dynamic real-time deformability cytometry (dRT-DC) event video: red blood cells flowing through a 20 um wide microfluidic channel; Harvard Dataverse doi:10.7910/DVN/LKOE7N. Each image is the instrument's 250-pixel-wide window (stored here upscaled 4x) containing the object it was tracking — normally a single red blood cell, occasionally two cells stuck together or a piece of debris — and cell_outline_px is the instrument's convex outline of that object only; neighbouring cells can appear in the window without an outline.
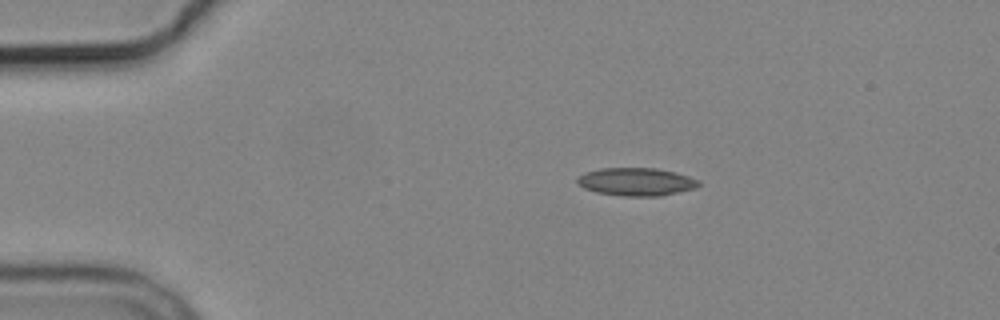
{"species": "common noctule bat (a hibernating species)", "species_latin": "Nyctalus noctula", "temperature_condition": "cold", "stored_images_in_passage": 3, "camera_frame_rate_fps": 3000, "um_per_image_px": 0.085, "animal": {"sex": "male", "body_mass_g": 19.2, "forearm_length_mm": 51.8}, "frame": {"image": 1, "passage_image": 2, "time_ms": 1.333, "image_size_px": [1000, 320], "cell_outline_px": [[700, 184], [696, 188], [660, 196], [620, 196], [596, 192], [584, 188], [576, 180], [576, 176], [584, 172], [600, 168], [656, 168], [676, 172], [700, 180]], "centroid_in_image_um": [54.07, 15.44], "position_along_channel_um": 30.9, "area_um2": 19.94}}